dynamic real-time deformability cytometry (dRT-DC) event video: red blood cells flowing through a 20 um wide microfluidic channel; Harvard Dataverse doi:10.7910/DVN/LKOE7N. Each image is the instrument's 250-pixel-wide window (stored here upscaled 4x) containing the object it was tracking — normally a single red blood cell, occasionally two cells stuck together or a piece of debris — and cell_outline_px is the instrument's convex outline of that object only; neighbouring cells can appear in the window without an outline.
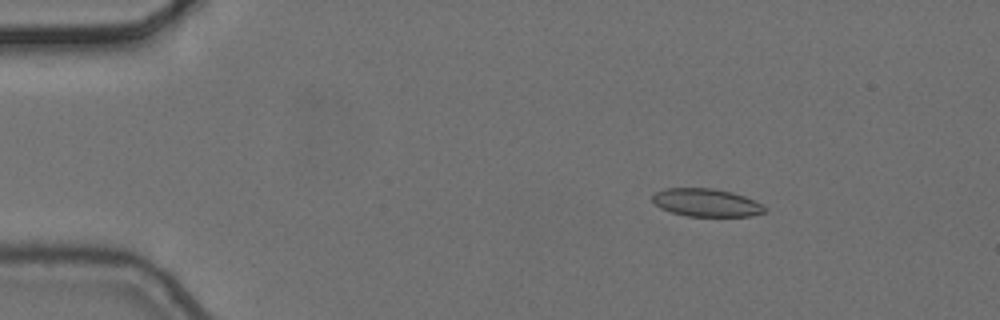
{"species": "common noctule bat (a hibernating species)", "species_latin": "Nyctalus noctula", "temperature_condition": "cold", "stored_images_in_passage": 5, "camera_frame_rate_fps": 3000, "um_per_image_px": 0.085, "animal": {"sex": "female", "body_mass_g": 24.6, "forearm_length_mm": 56.2}, "frame": {"image": 1, "passage_image": 2, "time_ms": 0.333, "image_size_px": [1000, 320], "cell_outline_px": [[768, 212], [752, 216], [688, 216], [672, 212], [660, 208], [652, 200], [652, 196], [656, 192], [664, 188], [712, 188], [732, 192], [744, 196], [768, 208]], "centroid_in_image_um": [60.06, 17.22], "position_along_channel_um": 24.9, "area_um2": 18.26}}